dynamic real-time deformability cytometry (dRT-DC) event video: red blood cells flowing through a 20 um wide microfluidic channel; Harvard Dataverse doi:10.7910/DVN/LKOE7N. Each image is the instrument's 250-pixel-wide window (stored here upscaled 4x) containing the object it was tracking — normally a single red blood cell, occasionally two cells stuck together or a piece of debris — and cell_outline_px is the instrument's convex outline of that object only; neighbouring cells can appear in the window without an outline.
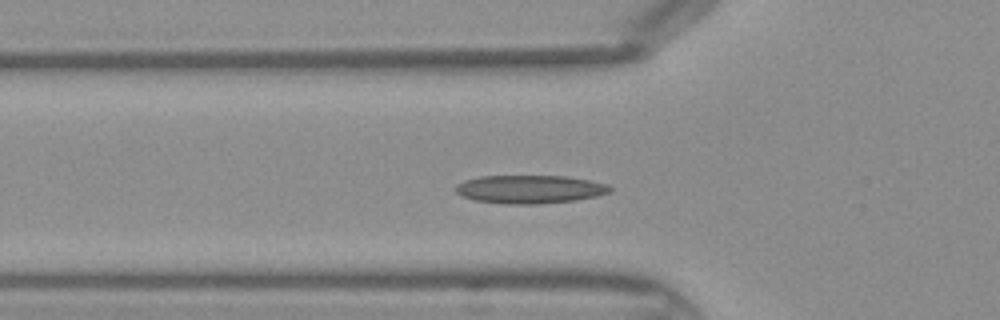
{"species": "Egyptian fruit bat (a non-hibernating species)", "species_latin": "Rousettus aegyptiacus", "temperature_condition": "warm", "stored_images_in_passage": 34, "camera_frame_rate_fps": 3000, "um_per_image_px": 0.085, "frame": {"image": 1, "passage_image": 4, "time_ms": 1.0, "image_size_px": [1000, 320], "cell_outline_px": [[612, 192], [596, 196], [576, 200], [536, 204], [508, 204], [476, 200], [460, 196], [456, 192], [456, 184], [464, 180], [480, 176], [564, 176], [588, 180], [604, 184], [612, 188]], "centroid_in_image_um": [45.0, 16.09], "position_along_channel_um": 80.8, "area_um2": 25.32}}
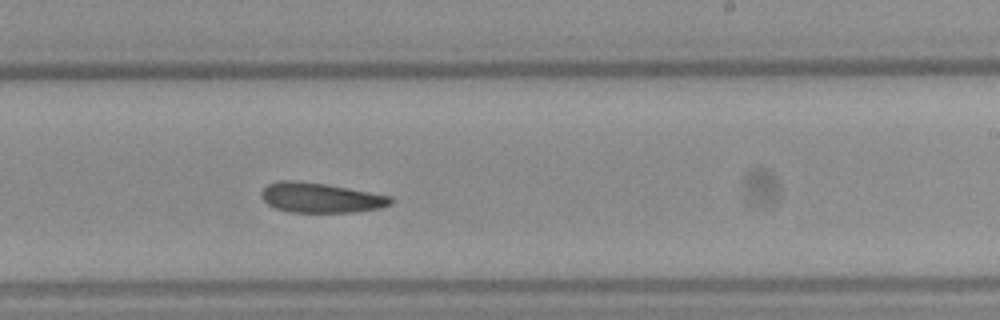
{"frame": {"image": 2, "passage_image": 16, "time_ms": 5.0, "image_size_px": [1000, 320], "cell_outline_px": [[392, 204], [380, 208], [352, 212], [292, 212], [276, 208], [268, 204], [260, 196], [260, 192], [268, 184], [276, 180], [296, 180], [328, 184], [392, 196]], "centroid_in_image_um": [27.24, 16.79], "position_along_channel_um": 261.8, "area_um2": 22.66}}
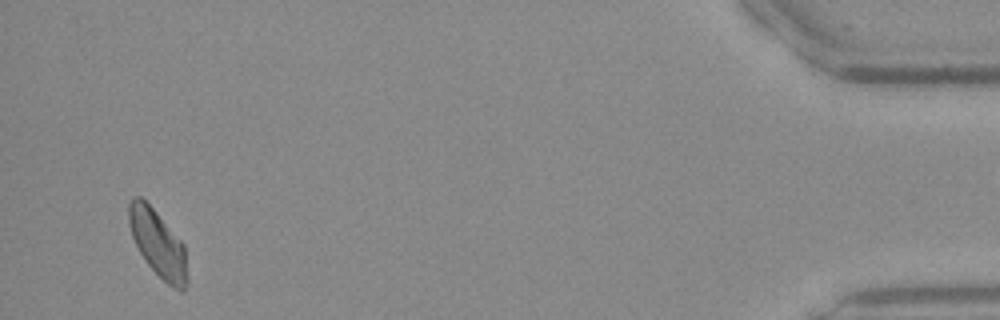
{"frame": {"image": 3, "passage_image": 32, "time_ms": 10.333, "image_size_px": [1000, 320], "cell_outline_px": [[188, 284], [184, 292], [180, 292], [168, 284], [148, 264], [140, 252], [132, 236], [128, 224], [128, 204], [132, 196], [140, 196], [156, 212], [184, 244], [188, 276]], "centroid_in_image_um": [13.44, 20.72], "position_along_channel_um": 421.8, "area_um2": 22.66}}